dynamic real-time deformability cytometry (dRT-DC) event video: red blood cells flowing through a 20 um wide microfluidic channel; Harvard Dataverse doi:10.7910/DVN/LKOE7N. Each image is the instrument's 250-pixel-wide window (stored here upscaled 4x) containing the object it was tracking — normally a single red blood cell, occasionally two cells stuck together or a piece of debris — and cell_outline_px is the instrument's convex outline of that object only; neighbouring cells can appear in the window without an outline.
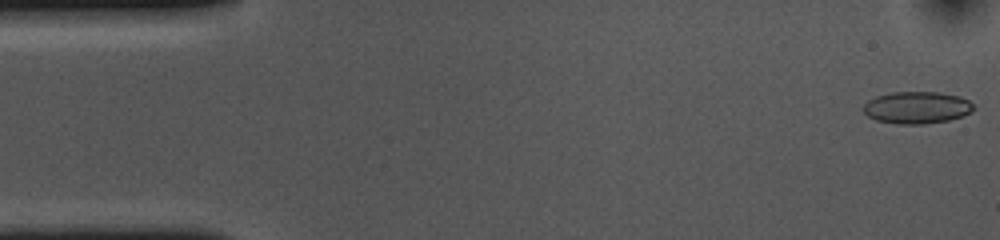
{"species": "common noctule bat (a hibernating species)", "species_latin": "Nyctalus noctula", "temperature_condition": "cold", "stored_images_in_passage": 53, "camera_frame_rate_fps": 3000, "um_per_image_px": 0.085, "animal": {"sex": "female", "body_mass_g": 10.0, "forearm_length_mm": 53.1}, "frame": {"image": 1, "passage_image": 1, "time_ms": 0.0, "image_size_px": [1000, 240], "cell_outline_px": [[972, 112], [964, 116], [948, 120], [924, 124], [896, 124], [876, 120], [868, 116], [864, 112], [864, 104], [868, 100], [876, 96], [892, 92], [936, 92], [960, 96], [968, 100], [972, 104]], "centroid_in_image_um": [77.92, 9.14], "position_along_channel_um": 7.1, "area_um2": 20.58}}
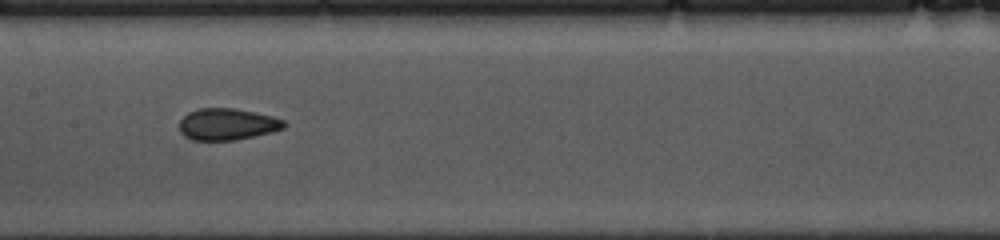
{"frame": {"image": 2, "passage_image": 25, "time_ms": 8.0, "image_size_px": [1000, 240], "cell_outline_px": [[288, 124], [284, 128], [272, 132], [236, 140], [192, 140], [184, 136], [180, 132], [180, 120], [188, 112], [200, 108], [236, 108], [272, 116], [284, 120]], "centroid_in_image_um": [19.33, 10.56], "position_along_channel_um": 188.1, "area_um2": 19.42}}
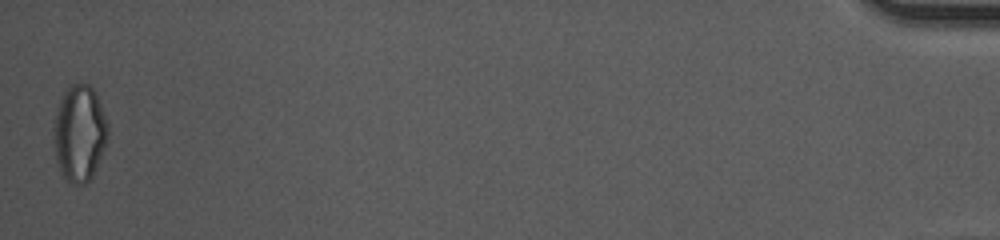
{"frame": {"image": 3, "passage_image": 53, "time_ms": 17.333, "image_size_px": [1000, 240], "cell_outline_px": [[108, 140], [96, 168], [92, 176], [84, 184], [72, 184], [64, 180], [60, 172], [56, 160], [52, 128], [60, 100], [64, 92], [72, 84], [88, 84], [92, 88], [96, 96], [108, 124]], "centroid_in_image_um": [6.74, 11.37], "position_along_channel_um": 428.5, "area_um2": 30.4}, "authors_computed_cell_mechanics": {"area_um2": 20.23, "velocity_mm_per_s": 3.6458, "shape_relaxation_time_tau1_ms": null, "shape_relaxation_time_tau2_ms": 2.5185, "deformation_change_tau1": null, "deformation_change_tau2": 0.0666}}